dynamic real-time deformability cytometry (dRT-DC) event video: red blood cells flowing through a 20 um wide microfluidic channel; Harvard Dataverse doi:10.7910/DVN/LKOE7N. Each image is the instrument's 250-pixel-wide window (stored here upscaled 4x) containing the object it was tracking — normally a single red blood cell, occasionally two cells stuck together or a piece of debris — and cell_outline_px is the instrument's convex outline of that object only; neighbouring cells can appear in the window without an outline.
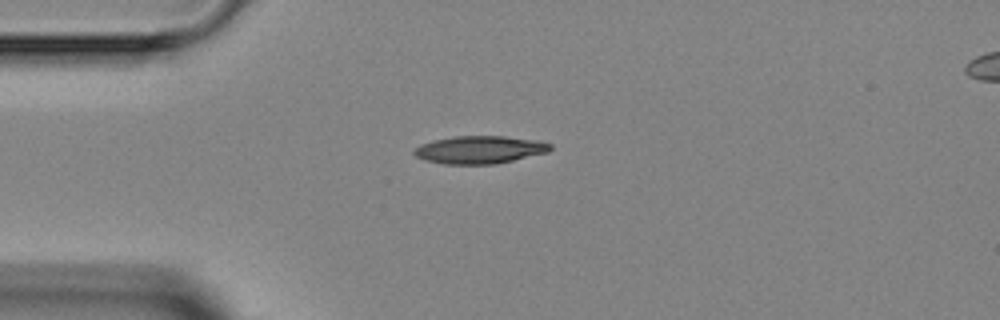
{"species": "Egyptian fruit bat (a non-hibernating species)", "species_latin": "Rousettus aegyptiacus", "temperature_condition": "room temperature", "stored_images_in_passage": 2, "camera_frame_rate_fps": 3000, "um_per_image_px": 0.085, "animal": {"sex": "female"}, "frame": {"image": 1, "passage_image": 1, "time_ms": 0.0, "image_size_px": [1000, 320], "cell_outline_px": [[552, 148], [548, 152], [496, 164], [444, 164], [424, 160], [416, 156], [412, 152], [420, 144], [432, 140], [452, 136], [504, 136], [540, 140], [552, 144]], "centroid_in_image_um": [40.78, 12.72], "position_along_channel_um": 44.2, "area_um2": 22.2}}